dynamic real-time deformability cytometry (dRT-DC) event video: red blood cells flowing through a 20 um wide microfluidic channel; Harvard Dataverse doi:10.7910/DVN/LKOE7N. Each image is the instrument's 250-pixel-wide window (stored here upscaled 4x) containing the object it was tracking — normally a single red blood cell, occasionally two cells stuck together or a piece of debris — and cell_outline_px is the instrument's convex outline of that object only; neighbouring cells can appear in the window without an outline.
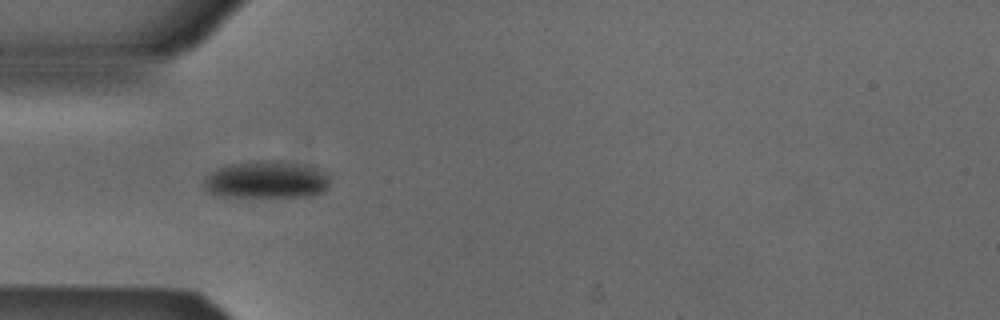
{"species": "Egyptian fruit bat (a non-hibernating species)", "species_latin": "Rousettus aegyptiacus", "temperature_condition": "cold", "stored_images_in_passage": 38, "camera_frame_rate_fps": 3000, "um_per_image_px": 0.085, "animal": {"sex": "male"}, "frame": {"image": 1, "passage_image": 1, "time_ms": 0.0, "image_size_px": [1000, 320], "cell_outline_px": [[328, 188], [324, 192], [312, 196], [216, 196], [208, 192], [204, 188], [204, 176], [216, 168], [232, 164], [268, 160], [280, 160], [312, 164], [328, 172]], "centroid_in_image_um": [22.7, 15.26], "position_along_channel_um": 62.3, "area_um2": 27.98}}
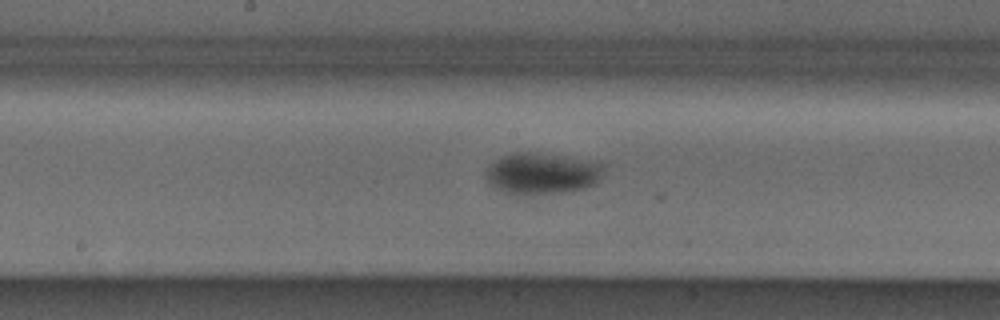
{"frame": {"image": 2, "passage_image": 12, "time_ms": 3.667, "image_size_px": [1000, 320], "cell_outline_px": [[604, 164], [600, 180], [596, 184], [584, 188], [564, 192], [520, 196], [504, 192], [496, 188], [484, 176], [488, 164], [504, 156], [516, 152], [528, 152], [600, 160]], "centroid_in_image_um": [46.11, 14.75], "position_along_channel_um": 202.1, "area_um2": 28.9}}
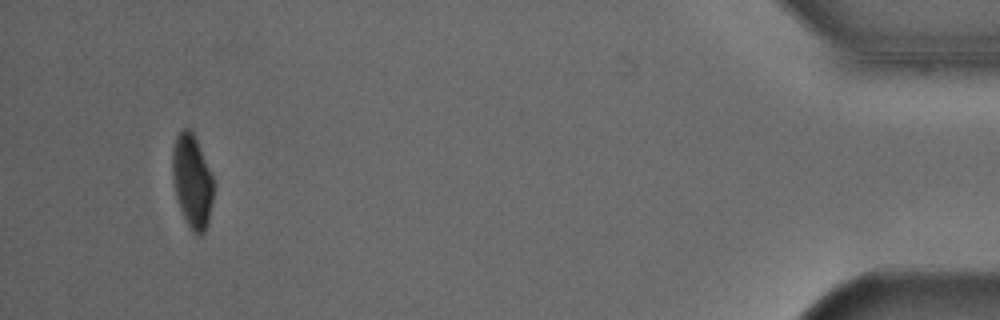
{"frame": {"image": 3, "passage_image": 35, "time_ms": 11.333, "image_size_px": [1000, 320], "cell_outline_px": [[212, 200], [208, 224], [204, 232], [200, 236], [196, 236], [192, 232], [180, 208], [176, 196], [172, 176], [172, 152], [176, 136], [184, 128], [188, 128], [192, 132], [196, 140], [212, 176]], "centroid_in_image_um": [16.31, 15.44], "position_along_channel_um": 418.9, "area_um2": 21.91}, "authors_computed_cell_mechanics": {"area_um2": 27.5417, "velocity_mm_per_s": 3.8544, "shape_relaxation_time_tau1_ms": 4.7356, "shape_relaxation_time_tau2_ms": null, "deformation_change_tau1": 0.111, "deformation_change_tau2": null}}